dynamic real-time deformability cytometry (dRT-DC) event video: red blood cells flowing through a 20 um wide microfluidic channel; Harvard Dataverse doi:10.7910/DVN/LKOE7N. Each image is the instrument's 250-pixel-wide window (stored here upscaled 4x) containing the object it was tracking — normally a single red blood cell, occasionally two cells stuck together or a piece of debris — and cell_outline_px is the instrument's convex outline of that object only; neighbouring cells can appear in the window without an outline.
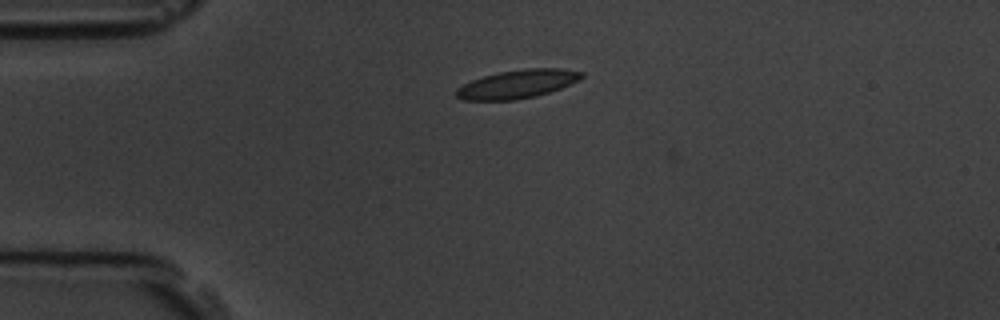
{"species": "common noctule bat (a hibernating species)", "species_latin": "Nyctalus noctula", "temperature_condition": "room temperature", "stored_images_in_passage": 46, "camera_frame_rate_fps": 3000, "um_per_image_px": 0.085, "animal": {"sex": "male", "body_mass_g": 19.5, "forearm_length_mm": 54.6}, "frame": {"image": 1, "passage_image": 2, "time_ms": 0.333, "image_size_px": [1000, 320], "cell_outline_px": [[584, 76], [580, 80], [560, 88], [536, 96], [516, 100], [464, 100], [456, 96], [456, 88], [472, 80], [484, 76], [500, 72], [524, 68], [560, 68], [584, 72]], "centroid_in_image_um": [44.0, 7.14], "position_along_channel_um": 41.0, "area_um2": 20.75}}
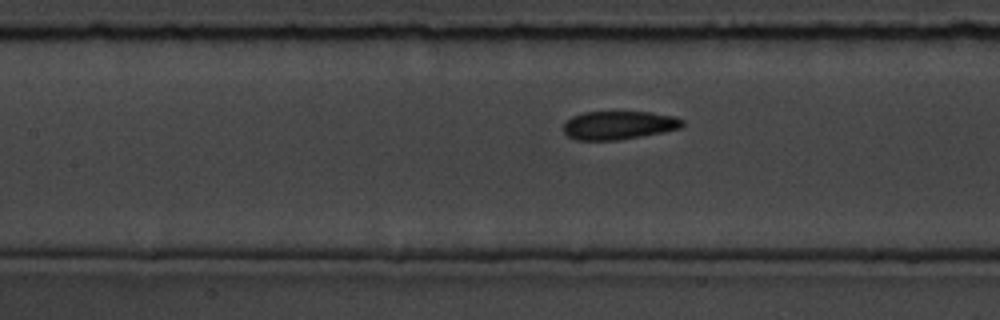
{"frame": {"image": 2, "passage_image": 14, "time_ms": 4.333, "image_size_px": [1000, 320], "cell_outline_px": [[684, 124], [680, 128], [664, 132], [616, 140], [576, 140], [568, 136], [564, 132], [564, 124], [572, 116], [584, 112], [652, 112], [676, 116], [684, 120]], "centroid_in_image_um": [52.62, 10.64], "position_along_channel_um": 154.8, "area_um2": 19.71}}
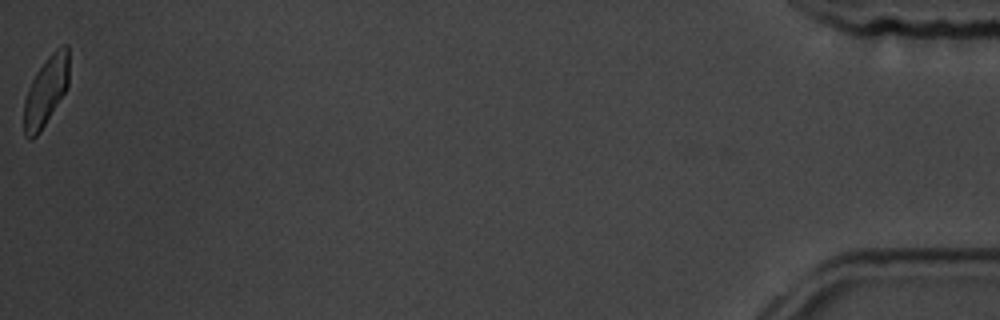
{"frame": {"image": 3, "passage_image": 46, "time_ms": 15.0, "image_size_px": [1000, 320], "cell_outline_px": [[68, 88], [40, 132], [32, 140], [28, 140], [24, 136], [24, 100], [28, 88], [36, 72], [48, 56], [56, 48], [64, 44], [68, 44]], "centroid_in_image_um": [3.9, 7.77], "position_along_channel_um": 431.3, "area_um2": 18.32}, "authors_computed_cell_mechanics": {"area_um2": 20.1722, "velocity_mm_per_s": 3.5282, "shape_relaxation_time_tau1_ms": 4.3753, "shape_relaxation_time_tau2_ms": 2.0085, "deformation_change_tau1": 0.0962, "deformation_change_tau2": 0.0562}}